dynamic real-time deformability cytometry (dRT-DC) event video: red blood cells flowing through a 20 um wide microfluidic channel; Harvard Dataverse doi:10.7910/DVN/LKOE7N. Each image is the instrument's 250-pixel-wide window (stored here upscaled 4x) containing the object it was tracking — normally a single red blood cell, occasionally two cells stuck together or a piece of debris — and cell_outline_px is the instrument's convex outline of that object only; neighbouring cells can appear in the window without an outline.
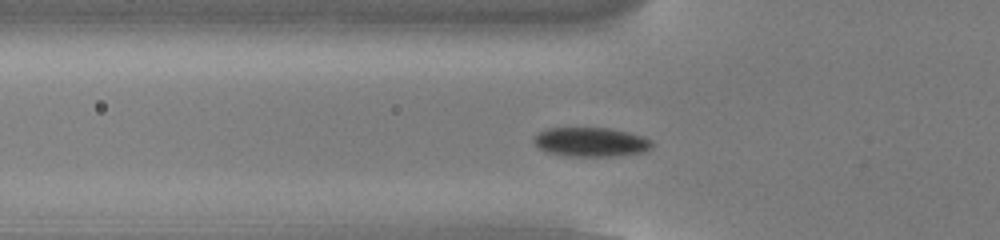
{"species": "common noctule bat (a hibernating species)", "species_latin": "Nyctalus noctula", "temperature_condition": "cold", "stored_images_in_passage": 47, "camera_frame_rate_fps": 3000, "um_per_image_px": 0.085, "animal": {"sex": "male", "body_mass_g": 13.0, "forearm_length_mm": 53.1}, "frame": {"image": 1, "passage_image": 11, "time_ms": 3.333, "image_size_px": [1000, 240], "cell_outline_px": [[656, 144], [652, 148], [644, 152], [616, 156], [568, 156], [548, 152], [540, 148], [532, 140], [532, 136], [548, 128], [608, 128], [628, 132], [644, 136], [652, 140]], "centroid_in_image_um": [50.28, 12.07], "position_along_channel_um": 75.5, "area_um2": 20.29}}
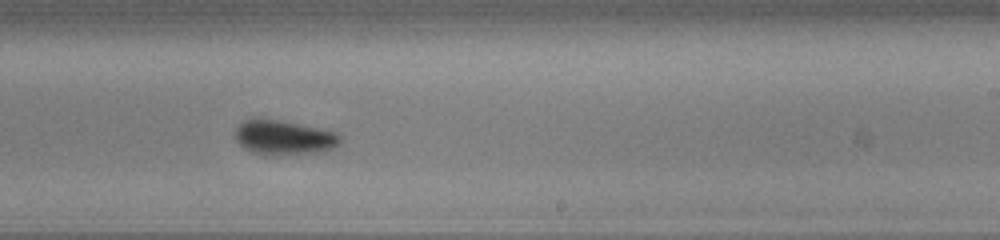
{"frame": {"image": 2, "passage_image": 26, "time_ms": 8.333, "image_size_px": [1000, 240], "cell_outline_px": [[340, 144], [332, 148], [320, 152], [276, 156], [264, 156], [252, 152], [244, 148], [236, 140], [236, 128], [244, 120], [280, 120], [320, 128], [336, 132], [340, 136]], "centroid_in_image_um": [24.15, 11.72], "position_along_channel_um": 264.9, "area_um2": 21.15}}
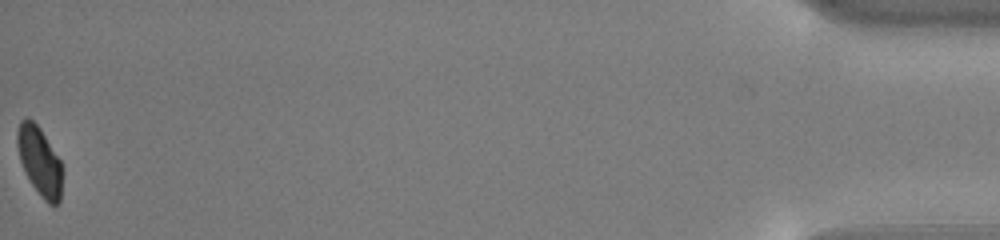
{"frame": {"image": 3, "passage_image": 47, "time_ms": 15.333, "image_size_px": [1000, 240], "cell_outline_px": [[60, 200], [56, 204], [48, 204], [44, 200], [32, 184], [20, 160], [16, 144], [16, 132], [20, 120], [28, 116], [40, 128], [60, 160]], "centroid_in_image_um": [3.32, 13.63], "position_along_channel_um": 431.9, "area_um2": 17.57}, "authors_computed_cell_mechanics": {"area_um2": 20.23, "velocity_mm_per_s": 3.7882, "shape_relaxation_time_tau1_ms": 2.9371, "shape_relaxation_time_tau2_ms": null, "deformation_change_tau1": 0.1084, "deformation_change_tau2": null}}